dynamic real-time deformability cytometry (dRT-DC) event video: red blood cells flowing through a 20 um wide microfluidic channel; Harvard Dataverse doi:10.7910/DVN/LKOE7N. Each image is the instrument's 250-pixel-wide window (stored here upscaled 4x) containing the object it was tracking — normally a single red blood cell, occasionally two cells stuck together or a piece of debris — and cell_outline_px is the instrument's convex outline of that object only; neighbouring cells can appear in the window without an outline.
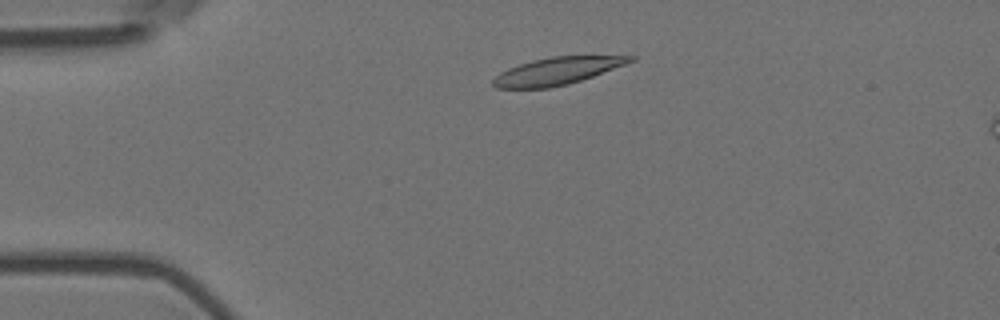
{"species": "Egyptian fruit bat (a non-hibernating species)", "species_latin": "Rousettus aegyptiacus", "temperature_condition": "room temperature", "stored_images_in_passage": 3, "camera_frame_rate_fps": 3000, "um_per_image_px": 0.085, "animal": {"sex": "female"}, "frame": {"image": 1, "passage_image": 1, "time_ms": 0.0, "image_size_px": [1000, 320], "cell_outline_px": [[636, 60], [592, 76], [568, 84], [548, 88], [496, 88], [492, 84], [492, 80], [500, 72], [508, 68], [532, 60], [552, 56], [636, 56]], "centroid_in_image_um": [47.32, 6.03], "position_along_channel_um": 37.7, "area_um2": 21.56}}